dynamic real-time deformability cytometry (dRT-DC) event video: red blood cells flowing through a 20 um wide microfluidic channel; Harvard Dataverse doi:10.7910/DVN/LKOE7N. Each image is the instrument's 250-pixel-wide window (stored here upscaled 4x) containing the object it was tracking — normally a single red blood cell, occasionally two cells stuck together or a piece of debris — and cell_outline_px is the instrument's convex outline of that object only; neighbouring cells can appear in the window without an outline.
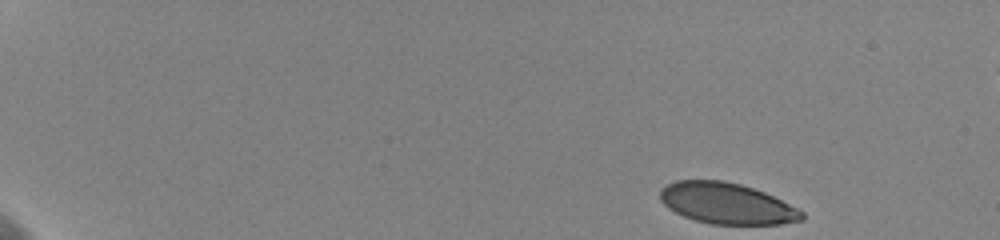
{"species": "human", "species_latin": "Homo sapiens", "temperature_condition": "cold", "stored_images_in_passage": 52, "camera_frame_rate_fps": 3000, "um_per_image_px": 0.085, "donor": {"sex": "female"}, "frame": {"image": 1, "passage_image": 1, "time_ms": 0.0, "image_size_px": [1000, 240], "cell_outline_px": [[804, 220], [780, 224], [712, 224], [696, 220], [684, 216], [668, 208], [660, 200], [660, 188], [676, 180], [724, 180], [740, 184], [764, 192], [804, 212]], "centroid_in_image_um": [61.75, 17.29], "position_along_channel_um": 23.2, "area_um2": 33.7}}
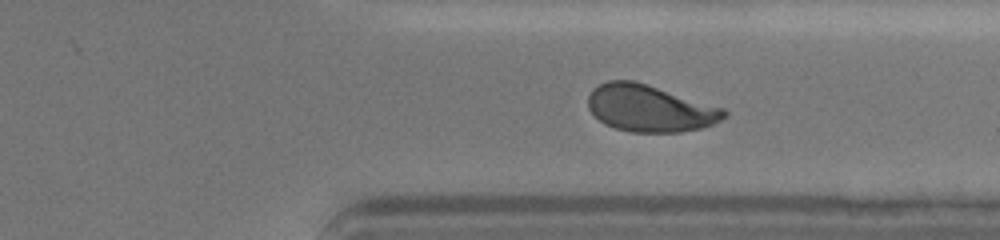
{"frame": {"image": 2, "passage_image": 41, "time_ms": 13.333, "image_size_px": [1000, 240], "cell_outline_px": [[728, 112], [720, 120], [704, 128], [680, 132], [632, 132], [616, 128], [604, 124], [588, 108], [588, 96], [592, 88], [608, 80], [632, 80], [724, 108]], "centroid_in_image_um": [55.21, 9.21], "position_along_channel_um": 356.2, "area_um2": 36.82}}
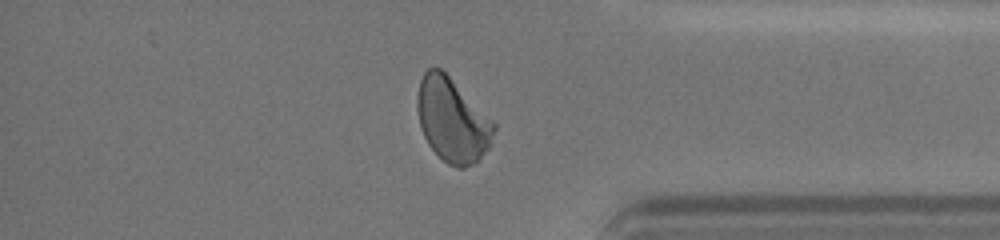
{"frame": {"image": 3, "passage_image": 45, "time_ms": 14.667, "image_size_px": [1000, 240], "cell_outline_px": [[496, 128], [488, 148], [480, 160], [464, 168], [456, 168], [448, 164], [428, 144], [420, 128], [416, 108], [416, 96], [420, 80], [424, 72], [428, 68], [440, 68], [496, 124]], "centroid_in_image_um": [38.42, 10.23], "position_along_channel_um": 396.8, "area_um2": 37.17}, "authors_computed_cell_mechanics": {"area_um2": 36.9342, "velocity_mm_per_s": 3.5772, "shape_relaxation_time_tau1_ms": 4.6806, "shape_relaxation_time_tau2_ms": 0.7174, "deformation_change_tau1": 0.1394, "deformation_change_tau2": 0.0511}}